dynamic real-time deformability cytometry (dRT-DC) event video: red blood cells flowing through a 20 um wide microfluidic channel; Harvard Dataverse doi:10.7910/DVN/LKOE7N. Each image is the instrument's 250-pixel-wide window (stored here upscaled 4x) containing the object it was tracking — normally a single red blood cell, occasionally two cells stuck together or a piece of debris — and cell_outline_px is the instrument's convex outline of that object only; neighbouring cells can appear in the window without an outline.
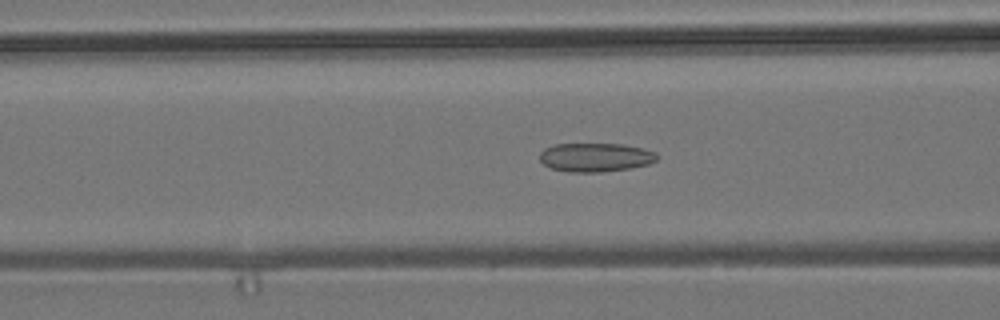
{"species": "common noctule bat (a hibernating species)", "species_latin": "Nyctalus noctula", "temperature_condition": "room temperature", "stored_images_in_passage": 54, "camera_frame_rate_fps": 3000, "um_per_image_px": 0.085, "animal": {"sex": "male", "body_mass_g": 19.2, "forearm_length_mm": 51.8}, "frame": {"image": 1, "passage_image": 21, "time_ms": 6.667, "image_size_px": [1000, 320], "cell_outline_px": [[660, 156], [656, 160], [648, 164], [632, 168], [600, 172], [568, 172], [552, 168], [544, 164], [540, 160], [540, 152], [544, 148], [556, 144], [624, 144], [656, 152]], "centroid_in_image_um": [50.63, 13.37], "position_along_channel_um": 116.0, "area_um2": 19.71}}
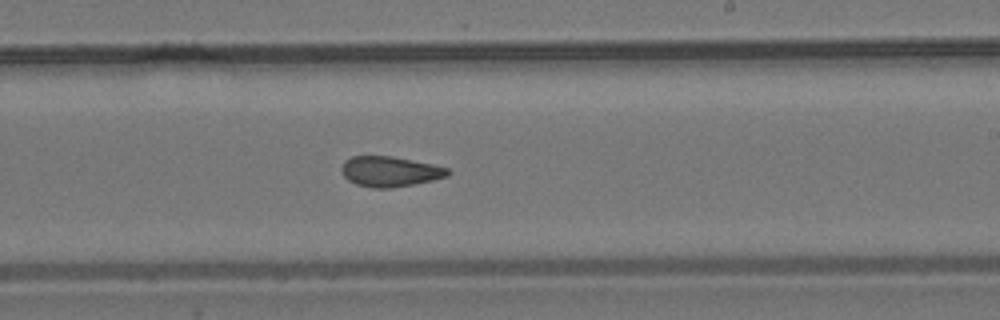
{"frame": {"image": 2, "passage_image": 32, "time_ms": 10.333, "image_size_px": [1000, 320], "cell_outline_px": [[452, 172], [448, 176], [432, 180], [392, 188], [372, 188], [356, 184], [348, 180], [344, 176], [340, 168], [344, 160], [352, 156], [392, 156], [432, 164], [448, 168]], "centroid_in_image_um": [33.13, 14.57], "position_along_channel_um": 255.9, "area_um2": 18.79}}
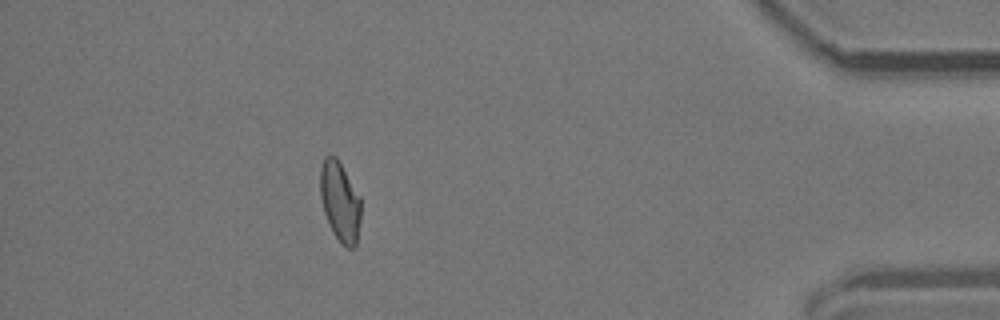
{"frame": {"image": 3, "passage_image": 48, "time_ms": 15.667, "image_size_px": [1000, 320], "cell_outline_px": [[360, 220], [356, 248], [348, 248], [332, 232], [324, 212], [320, 196], [320, 168], [324, 156], [336, 156], [360, 196]], "centroid_in_image_um": [28.89, 17.12], "position_along_channel_um": 406.3, "area_um2": 18.84}, "authors_computed_cell_mechanics": {"area_um2": 19.363, "velocity_mm_per_s": 3.8131, "shape_relaxation_time_tau1_ms": null, "shape_relaxation_time_tau2_ms": 2.0046, "deformation_change_tau1": null, "deformation_change_tau2": 0.0903}}